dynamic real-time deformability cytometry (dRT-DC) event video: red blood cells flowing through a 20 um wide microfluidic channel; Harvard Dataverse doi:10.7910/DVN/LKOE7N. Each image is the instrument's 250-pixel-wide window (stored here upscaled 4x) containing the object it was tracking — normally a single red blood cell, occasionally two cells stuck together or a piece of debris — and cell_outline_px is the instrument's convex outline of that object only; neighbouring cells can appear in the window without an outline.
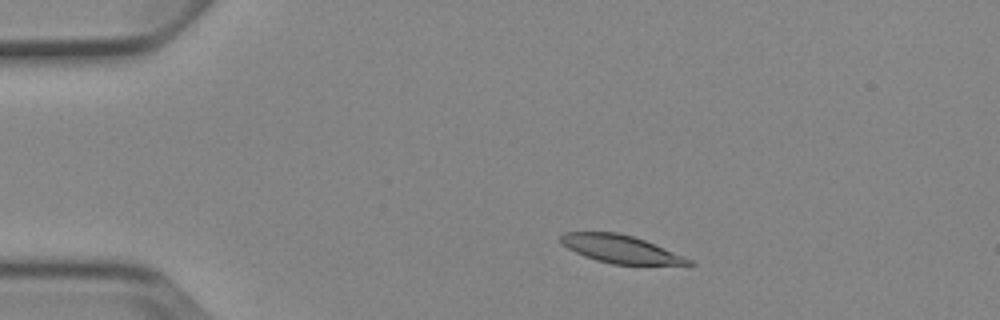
{"species": "Egyptian fruit bat (a non-hibernating species)", "species_latin": "Rousettus aegyptiacus", "temperature_condition": "cold", "stored_images_in_passage": 6, "camera_frame_rate_fps": 3000, "um_per_image_px": 0.085, "animal": {"sex": "female"}, "frame": {"image": 1, "passage_image": 1, "time_ms": 0.0, "image_size_px": [1000, 320], "cell_outline_px": [[696, 264], [612, 264], [596, 260], [584, 256], [560, 244], [560, 236], [564, 232], [616, 232], [632, 236], [644, 240], [684, 256], [692, 260]], "centroid_in_image_um": [52.7, 21.16], "position_along_channel_um": 32.3, "area_um2": 20.46}}
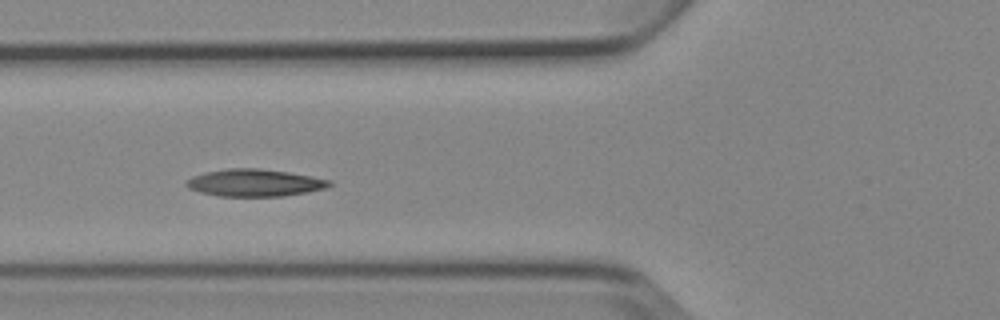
{"frame": {"image": 2, "passage_image": 4, "time_ms": 3.333, "image_size_px": [1000, 320], "cell_outline_px": [[332, 184], [324, 188], [308, 192], [284, 196], [220, 196], [200, 192], [188, 188], [184, 184], [192, 176], [204, 172], [228, 168], [256, 168], [288, 172], [312, 176], [332, 180]], "centroid_in_image_um": [21.64, 15.53], "position_along_channel_um": 104.2, "area_um2": 22.72}}
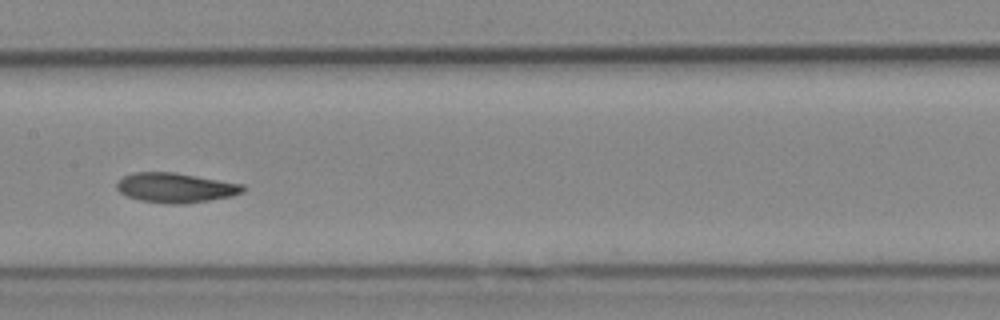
{"frame": {"image": 3, "passage_image": 6, "time_ms": 5.667, "image_size_px": [1000, 320], "cell_outline_px": [[244, 192], [232, 196], [184, 204], [164, 204], [140, 200], [128, 196], [120, 192], [116, 188], [116, 184], [124, 176], [132, 172], [176, 172], [244, 184]], "centroid_in_image_um": [14.93, 15.95], "position_along_channel_um": 192.5, "area_um2": 21.96}}